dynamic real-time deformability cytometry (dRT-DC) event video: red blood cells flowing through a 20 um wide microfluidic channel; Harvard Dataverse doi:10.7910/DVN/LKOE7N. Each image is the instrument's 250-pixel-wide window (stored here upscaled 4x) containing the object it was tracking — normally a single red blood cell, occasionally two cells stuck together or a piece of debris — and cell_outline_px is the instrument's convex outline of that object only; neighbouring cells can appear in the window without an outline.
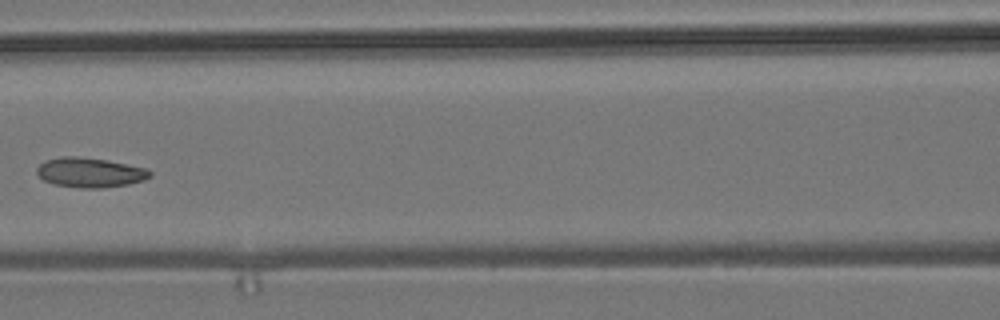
{"species": "common noctule bat (a hibernating species)", "species_latin": "Nyctalus noctula", "temperature_condition": "room temperature", "stored_images_in_passage": 6, "camera_frame_rate_fps": 3000, "um_per_image_px": 0.085, "animal": {"sex": "male", "body_mass_g": 19.2, "forearm_length_mm": 51.8}, "frame": {"image": 1, "passage_image": 6, "time_ms": 6.0, "image_size_px": [1000, 320], "cell_outline_px": [[152, 176], [144, 180], [128, 184], [104, 188], [80, 188], [56, 184], [44, 180], [36, 172], [36, 168], [44, 160], [64, 156], [76, 156], [108, 160], [148, 168], [152, 172]], "centroid_in_image_um": [7.68, 14.65], "position_along_channel_um": 158.9, "area_um2": 19.71}}